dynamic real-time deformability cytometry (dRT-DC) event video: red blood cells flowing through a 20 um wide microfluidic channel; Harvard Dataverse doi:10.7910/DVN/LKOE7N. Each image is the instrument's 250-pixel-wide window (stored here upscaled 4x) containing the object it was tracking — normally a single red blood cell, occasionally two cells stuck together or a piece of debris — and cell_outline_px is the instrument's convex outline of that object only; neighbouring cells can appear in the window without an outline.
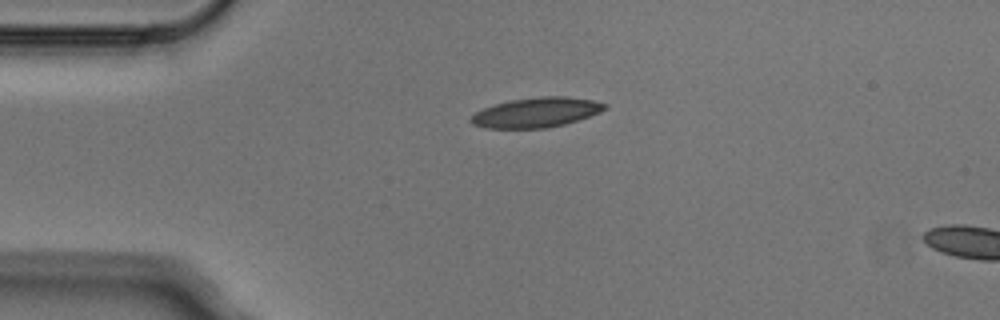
{"species": "Egyptian fruit bat (a non-hibernating species)", "species_latin": "Rousettus aegyptiacus", "temperature_condition": "cold", "stored_images_in_passage": 2, "camera_frame_rate_fps": 3000, "um_per_image_px": 0.085, "animal": {"sex": "male"}, "frame": {"image": 1, "passage_image": 1, "time_ms": 0.0, "image_size_px": [1000, 320], "cell_outline_px": [[608, 108], [600, 112], [564, 124], [548, 128], [484, 128], [472, 124], [468, 120], [476, 112], [484, 108], [496, 104], [512, 100], [540, 96], [568, 96], [592, 100], [608, 104]], "centroid_in_image_um": [45.59, 9.56], "position_along_channel_um": 39.4, "area_um2": 23.18}}